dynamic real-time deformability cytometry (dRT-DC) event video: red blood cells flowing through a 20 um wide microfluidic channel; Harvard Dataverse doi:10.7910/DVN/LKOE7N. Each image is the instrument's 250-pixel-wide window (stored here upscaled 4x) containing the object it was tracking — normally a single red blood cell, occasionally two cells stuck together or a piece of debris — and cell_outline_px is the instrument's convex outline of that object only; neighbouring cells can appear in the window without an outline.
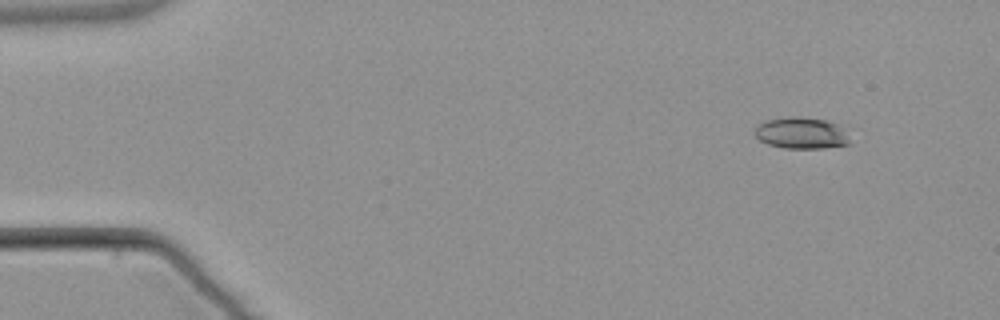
{"species": "common noctule bat (a hibernating species)", "species_latin": "Nyctalus noctula", "temperature_condition": "warm", "stored_images_in_passage": 6, "camera_frame_rate_fps": 3000, "um_per_image_px": 0.085, "animal": {"sex": "male", "body_mass_g": 21.5, "forearm_length_mm": 52.0}, "frame": {"image": 1, "passage_image": 2, "time_ms": 1.667, "image_size_px": [1000, 320], "cell_outline_px": [[848, 144], [824, 148], [784, 148], [768, 144], [760, 140], [756, 136], [756, 128], [760, 124], [768, 120], [796, 116], [824, 120], [836, 124], [840, 128], [848, 140]], "centroid_in_image_um": [68.07, 11.32], "position_along_channel_um": 16.9, "area_um2": 16.76}}
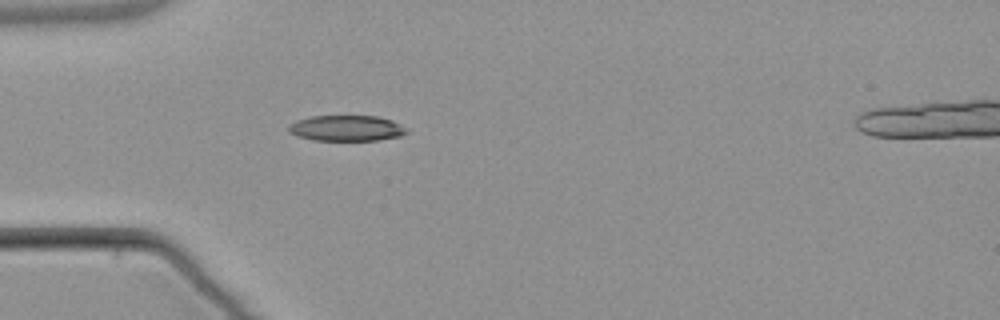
{"frame": {"image": 2, "passage_image": 5, "time_ms": 5.333, "image_size_px": [1000, 320], "cell_outline_px": [[408, 132], [400, 136], [380, 140], [312, 140], [296, 136], [288, 132], [288, 124], [296, 120], [312, 116], [376, 116], [392, 120], [400, 124]], "centroid_in_image_um": [29.4, 10.9], "position_along_channel_um": 55.6, "area_um2": 17.74}}